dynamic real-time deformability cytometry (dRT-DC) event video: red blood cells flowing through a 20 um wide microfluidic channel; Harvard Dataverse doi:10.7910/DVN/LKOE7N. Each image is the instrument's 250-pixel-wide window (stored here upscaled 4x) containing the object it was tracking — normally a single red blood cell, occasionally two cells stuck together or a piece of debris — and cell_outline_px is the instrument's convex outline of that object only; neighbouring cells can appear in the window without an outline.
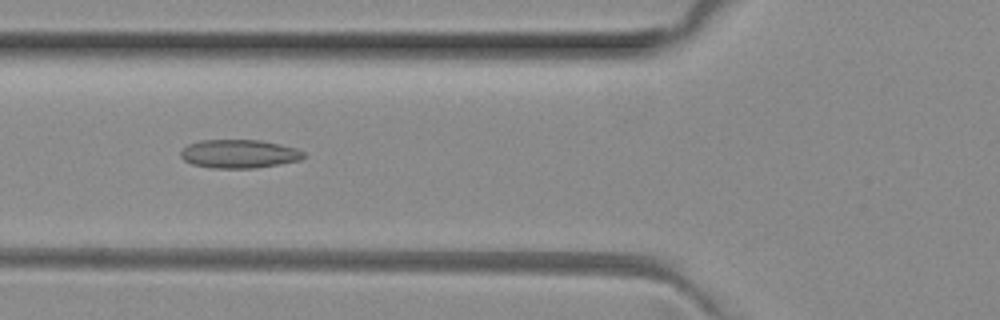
{"species": "common noctule bat (a hibernating species)", "species_latin": "Nyctalus noctula", "temperature_condition": "room temperature", "stored_images_in_passage": 7, "camera_frame_rate_fps": 3000, "um_per_image_px": 0.085, "animal": {"sex": "female", "body_mass_g": 29.2, "forearm_length_mm": 56.3}, "frame": {"image": 1, "passage_image": 5, "time_ms": 1.333, "image_size_px": [1000, 320], "cell_outline_px": [[304, 156], [300, 160], [280, 164], [256, 168], [212, 168], [192, 164], [184, 160], [180, 156], [180, 152], [188, 144], [200, 140], [260, 140], [280, 144], [296, 148], [304, 152]], "centroid_in_image_um": [20.32, 13.08], "position_along_channel_um": 105.5, "area_um2": 20.46}}
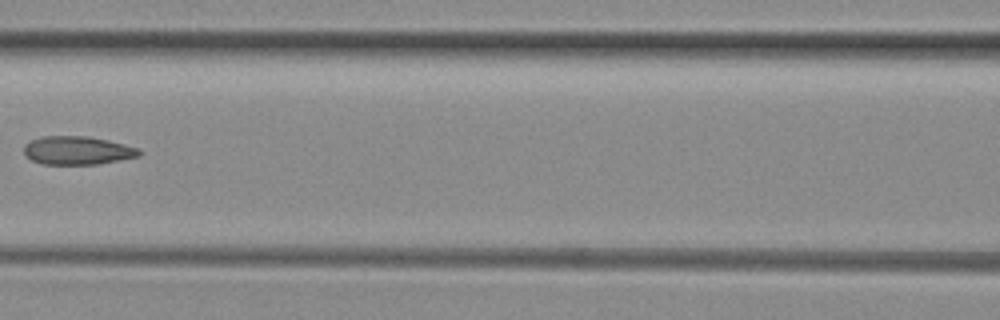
{"frame": {"image": 2, "passage_image": 6, "time_ms": 1.667, "image_size_px": [1000, 320], "cell_outline_px": [[140, 156], [96, 164], [44, 164], [32, 160], [24, 156], [24, 144], [32, 140], [44, 136], [88, 136], [108, 140], [140, 148]], "centroid_in_image_um": [6.57, 12.78], "position_along_channel_um": 160.0, "area_um2": 19.02}}
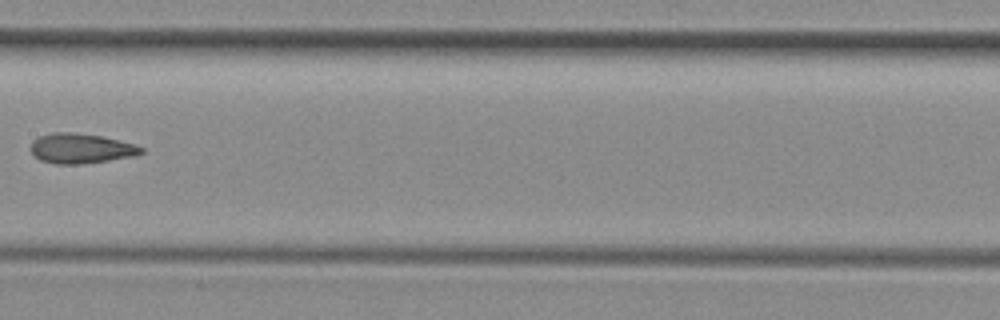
{"frame": {"image": 3, "passage_image": 7, "time_ms": 2.0, "image_size_px": [1000, 320], "cell_outline_px": [[144, 152], [136, 156], [80, 164], [56, 164], [40, 160], [32, 152], [32, 140], [40, 136], [52, 132], [72, 132], [100, 136], [120, 140], [136, 144], [144, 148]], "centroid_in_image_um": [6.92, 12.61], "position_along_channel_um": 200.5, "area_um2": 19.25}}